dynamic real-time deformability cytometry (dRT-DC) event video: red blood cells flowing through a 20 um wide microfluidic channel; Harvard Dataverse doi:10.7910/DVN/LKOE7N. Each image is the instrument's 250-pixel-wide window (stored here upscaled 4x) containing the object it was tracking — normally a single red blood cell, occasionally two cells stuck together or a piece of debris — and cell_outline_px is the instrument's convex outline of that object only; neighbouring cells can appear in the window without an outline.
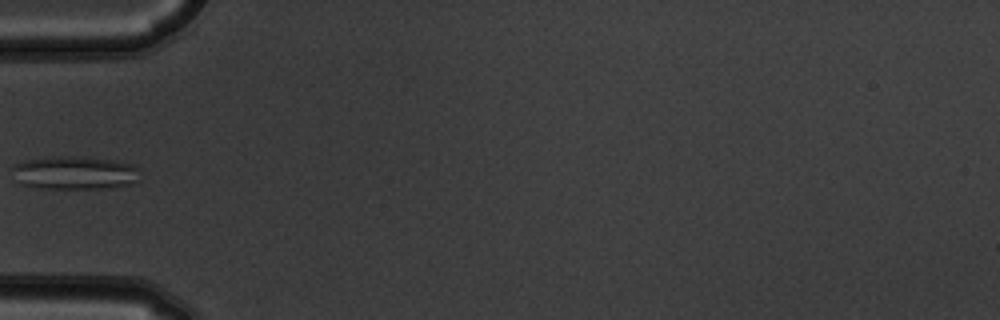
{"species": "common noctule bat (a hibernating species)", "species_latin": "Nyctalus noctula", "temperature_condition": "warm", "stored_images_in_passage": 5, "camera_frame_rate_fps": 3000, "um_per_image_px": 0.085, "animal": {"sex": "male", "body_mass_g": 19.5, "forearm_length_mm": 54.6}, "frame": {"image": 1, "passage_image": 5, "time_ms": 1.333, "image_size_px": [1000, 320], "cell_outline_px": [[140, 180], [136, 184], [100, 188], [40, 188], [20, 184], [12, 168], [12, 164], [24, 160], [48, 156], [80, 156], [112, 160], [132, 164], [136, 168]], "centroid_in_image_um": [6.34, 14.67], "position_along_channel_um": 78.7, "area_um2": 24.91}}